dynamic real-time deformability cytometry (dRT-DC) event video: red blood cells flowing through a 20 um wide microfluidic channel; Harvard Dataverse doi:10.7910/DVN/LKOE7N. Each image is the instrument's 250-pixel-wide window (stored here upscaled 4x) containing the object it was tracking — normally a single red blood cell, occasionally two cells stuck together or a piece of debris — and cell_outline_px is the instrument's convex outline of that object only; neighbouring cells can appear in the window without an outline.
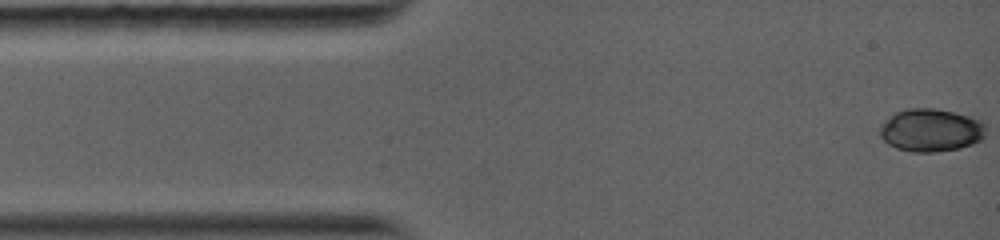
{"species": "common noctule bat (a hibernating species)", "species_latin": "Nyctalus noctula", "temperature_condition": "warm", "stored_images_in_passage": 19, "camera_frame_rate_fps": 5000, "um_per_image_px": 0.085, "animal": {"sex": "female", "body_mass_g": 19.0, "forearm_length_mm": 56.7}, "frame": {"image": 1, "passage_image": 1, "time_ms": 0.0, "image_size_px": [1000, 240], "cell_outline_px": [[984, 136], [980, 140], [972, 144], [960, 148], [936, 152], [912, 152], [896, 148], [888, 144], [880, 136], [880, 128], [888, 116], [896, 112], [908, 108], [936, 108], [968, 116], [980, 120], [984, 124]], "centroid_in_image_um": [79.1, 11.07], "position_along_channel_um": 5.9, "area_um2": 26.41}}
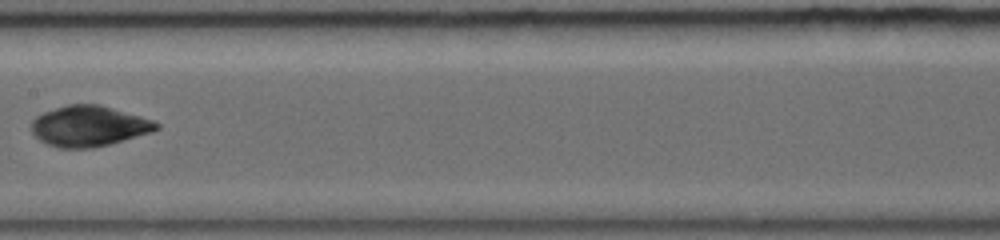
{"frame": {"image": 2, "passage_image": 11, "time_ms": 6.6, "image_size_px": [1000, 240], "cell_outline_px": [[160, 128], [152, 132], [108, 144], [92, 148], [60, 148], [48, 144], [40, 140], [32, 132], [32, 120], [36, 116], [44, 112], [68, 104], [100, 104], [140, 116], [152, 120], [160, 124]], "centroid_in_image_um": [7.56, 10.71], "position_along_channel_um": 199.8, "area_um2": 29.36}}
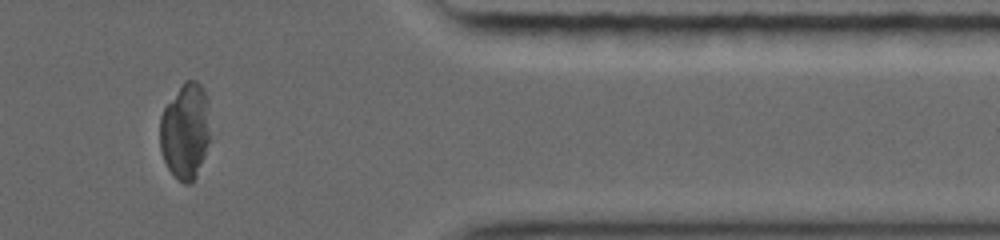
{"frame": {"image": 3, "passage_image": 19, "time_ms": 11.8, "image_size_px": [1000, 240], "cell_outline_px": [[208, 140], [204, 156], [196, 176], [188, 184], [184, 184], [168, 168], [164, 160], [160, 148], [160, 116], [164, 108], [184, 80], [196, 80], [200, 84], [208, 100]], "centroid_in_image_um": [15.73, 11.11], "position_along_channel_um": 395.7, "area_um2": 27.69}, "authors_computed_cell_mechanics": {"area_um2": 28.5532, "velocity_mm_per_s": 4.1265, "shape_relaxation_time_tau1_ms": 6.6044, "shape_relaxation_time_tau2_ms": 1.7301, "deformation_change_tau1": 0.1492, "deformation_change_tau2": 0.0449}}